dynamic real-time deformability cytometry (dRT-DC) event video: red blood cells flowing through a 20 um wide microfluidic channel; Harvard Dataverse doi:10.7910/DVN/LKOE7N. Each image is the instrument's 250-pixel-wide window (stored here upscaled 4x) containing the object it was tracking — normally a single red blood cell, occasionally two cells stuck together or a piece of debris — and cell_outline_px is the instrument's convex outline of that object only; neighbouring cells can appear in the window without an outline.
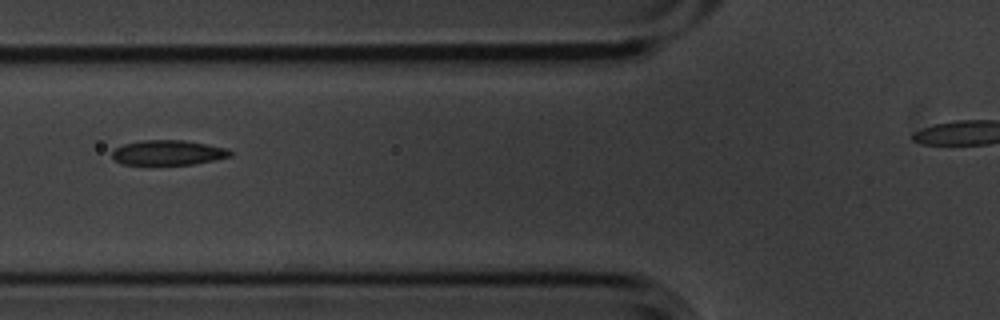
{"species": "common noctule bat (a hibernating species)", "species_latin": "Nyctalus noctula", "temperature_condition": "cold", "stored_images_in_passage": 3, "segment_of_instrument_passage": [1, 2], "camera_frame_rate_fps": 3000, "um_per_image_px": 0.085, "animal": {"sex": "male", "body_mass_g": 20.1, "forearm_length_mm": 53.5}, "frame": {"image": 1, "passage_image": 2, "time_ms": 0.333, "image_size_px": [1000, 320], "cell_outline_px": [[232, 156], [216, 160], [196, 164], [120, 164], [112, 156], [112, 152], [116, 148], [124, 144], [140, 140], [184, 140], [208, 144], [228, 148], [232, 152]], "centroid_in_image_um": [14.34, 12.97], "position_along_channel_um": 111.5, "area_um2": 17.22}}